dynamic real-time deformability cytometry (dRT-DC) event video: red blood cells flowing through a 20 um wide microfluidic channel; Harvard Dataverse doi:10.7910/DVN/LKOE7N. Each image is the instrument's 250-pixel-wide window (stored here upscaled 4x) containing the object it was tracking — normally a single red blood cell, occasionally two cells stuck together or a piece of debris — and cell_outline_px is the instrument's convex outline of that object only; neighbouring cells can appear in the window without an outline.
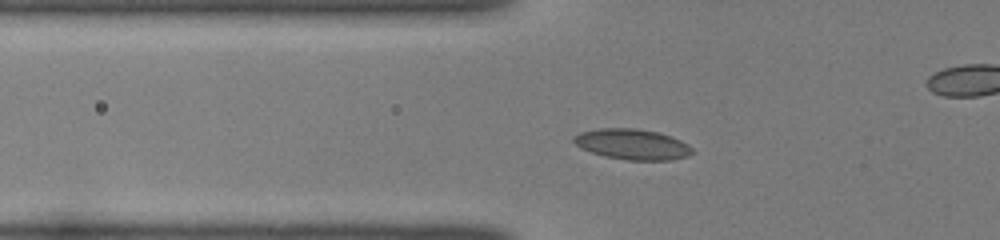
{"species": "common noctule bat (a hibernating species)", "species_latin": "Nyctalus noctula", "temperature_condition": "room temperature", "stored_images_in_passage": 49, "camera_frame_rate_fps": 3000, "um_per_image_px": 0.085, "animal": {"sex": "female", "body_mass_g": 22.0, "forearm_length_mm": 56.7}, "frame": {"image": 1, "passage_image": 16, "time_ms": 5.0, "image_size_px": [1000, 240], "cell_outline_px": [[692, 152], [688, 156], [672, 160], [628, 160], [604, 156], [580, 148], [572, 140], [580, 132], [600, 128], [636, 128], [656, 132], [680, 140], [688, 144], [692, 148]], "centroid_in_image_um": [53.74, 12.27], "position_along_channel_um": 72.1, "area_um2": 20.92}}
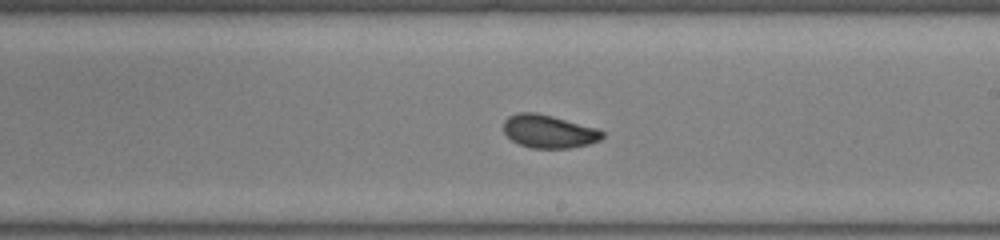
{"frame": {"image": 2, "passage_image": 29, "time_ms": 9.333, "image_size_px": [1000, 240], "cell_outline_px": [[604, 136], [600, 140], [588, 144], [568, 148], [532, 148], [520, 144], [512, 140], [504, 132], [504, 120], [508, 116], [516, 112], [536, 112], [552, 116], [596, 128], [604, 132]], "centroid_in_image_um": [46.63, 11.16], "position_along_channel_um": 242.4, "area_um2": 18.96}}
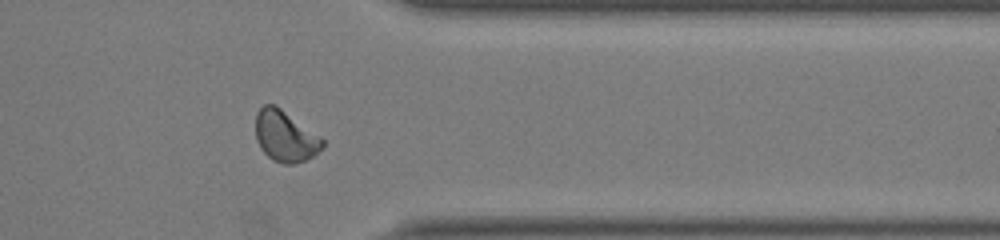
{"frame": {"image": 3, "passage_image": 40, "time_ms": 13.0, "image_size_px": [1000, 240], "cell_outline_px": [[324, 148], [312, 156], [304, 160], [292, 164], [284, 164], [272, 160], [260, 148], [256, 140], [256, 112], [264, 104], [276, 104], [324, 140]], "centroid_in_image_um": [24.22, 11.57], "position_along_channel_um": 387.2, "area_um2": 19.83}, "authors_computed_cell_mechanics": {"area_um2": 19.2474, "velocity_mm_per_s": 4.0078, "shape_relaxation_time_tau1_ms": 4.2509, "shape_relaxation_time_tau2_ms": 1.6788, "deformation_change_tau1": 0.1318, "deformation_change_tau2": 0.0453}}